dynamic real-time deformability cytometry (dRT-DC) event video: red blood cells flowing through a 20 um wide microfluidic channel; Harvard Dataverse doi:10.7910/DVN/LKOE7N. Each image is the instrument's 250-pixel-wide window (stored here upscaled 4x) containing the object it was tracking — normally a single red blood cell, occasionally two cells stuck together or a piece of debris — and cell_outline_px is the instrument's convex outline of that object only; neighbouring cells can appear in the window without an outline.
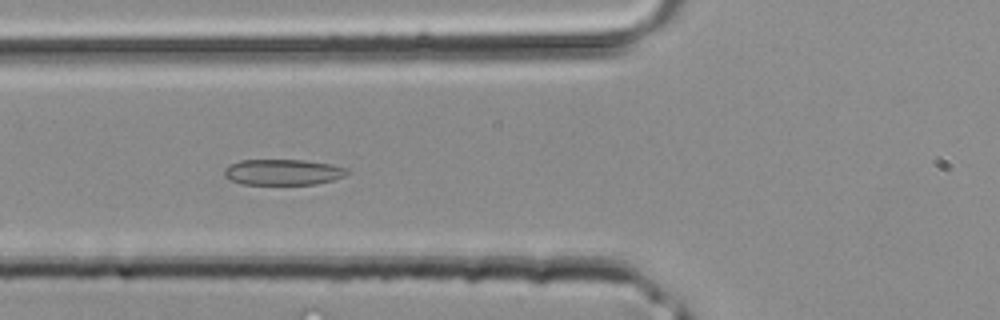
{"species": "common noctule bat (a hibernating species)", "species_latin": "Nyctalus noctula", "temperature_condition": "room temperature", "stored_images_in_passage": 31, "camera_frame_rate_fps": 3000, "um_per_image_px": 0.085, "animal": {"sex": "male", "body_mass_g": 20.4}, "frame": {"image": 1, "passage_image": 7, "time_ms": 2.0, "image_size_px": [1000, 320], "cell_outline_px": [[352, 172], [344, 176], [332, 180], [316, 184], [240, 184], [224, 176], [224, 168], [240, 160], [304, 160], [332, 164], [348, 168]], "centroid_in_image_um": [24.09, 14.63], "position_along_channel_um": 101.7, "area_um2": 18.55}}
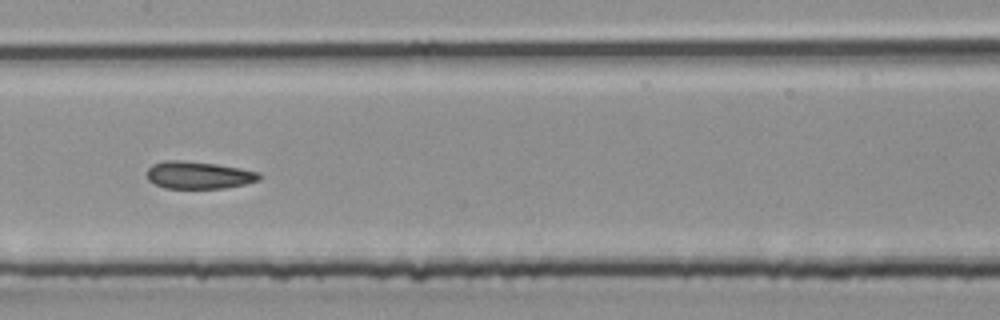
{"frame": {"image": 2, "passage_image": 12, "time_ms": 3.667, "image_size_px": [1000, 320], "cell_outline_px": [[260, 180], [244, 184], [224, 188], [164, 188], [148, 180], [148, 168], [152, 164], [164, 160], [184, 160], [216, 164], [240, 168], [260, 172]], "centroid_in_image_um": [16.88, 14.87], "position_along_channel_um": 190.5, "area_um2": 17.92}}
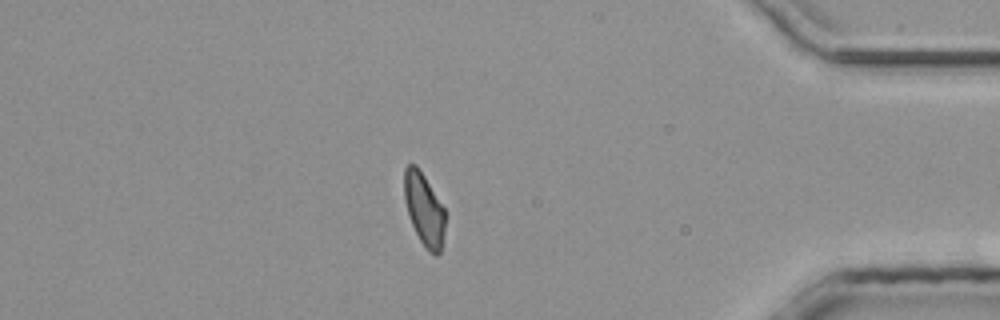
{"frame": {"image": 3, "passage_image": 26, "time_ms": 8.333, "image_size_px": [1000, 320], "cell_outline_px": [[444, 232], [440, 252], [436, 256], [428, 252], [420, 240], [412, 224], [404, 200], [404, 168], [408, 164], [416, 164], [424, 176], [444, 208]], "centroid_in_image_um": [36.03, 17.79], "position_along_channel_um": 399.2, "area_um2": 17.05}}